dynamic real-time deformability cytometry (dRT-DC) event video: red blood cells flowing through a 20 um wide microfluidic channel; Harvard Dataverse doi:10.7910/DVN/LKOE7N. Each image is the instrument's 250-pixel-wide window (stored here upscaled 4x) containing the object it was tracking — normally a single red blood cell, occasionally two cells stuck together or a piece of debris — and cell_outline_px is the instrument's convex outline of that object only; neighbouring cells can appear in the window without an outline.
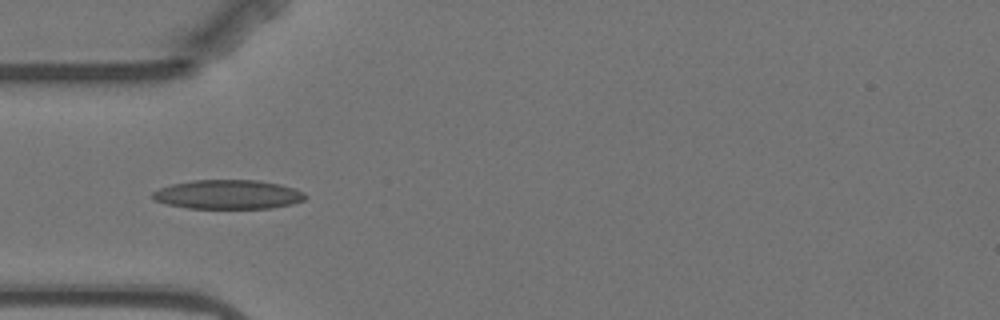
{"species": "Egyptian fruit bat (a non-hibernating species)", "species_latin": "Rousettus aegyptiacus", "temperature_condition": "warm", "stored_images_in_passage": 5, "camera_frame_rate_fps": 3000, "um_per_image_px": 0.085, "animal": {"sex": "female"}, "frame": {"image": 1, "passage_image": 1, "time_ms": 0.0, "image_size_px": [1000, 320], "cell_outline_px": [[308, 196], [304, 200], [292, 204], [272, 208], [188, 208], [168, 204], [156, 200], [152, 196], [152, 192], [160, 188], [172, 184], [192, 180], [256, 180], [280, 184], [296, 188], [304, 192]], "centroid_in_image_um": [19.43, 16.52], "position_along_channel_um": 65.6, "area_um2": 25.95}}
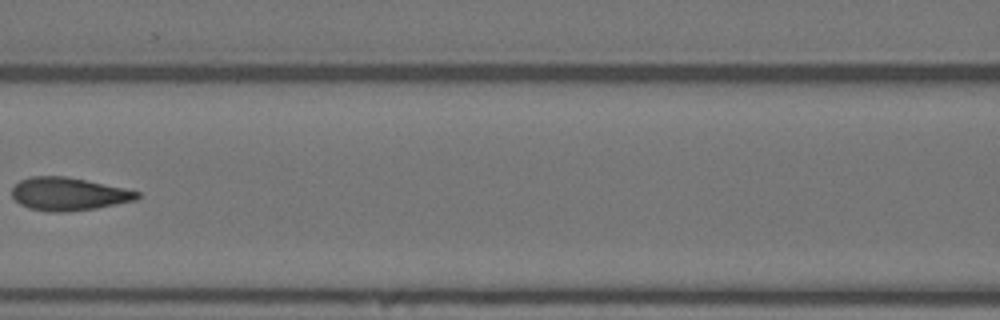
{"frame": {"image": 2, "passage_image": 3, "time_ms": 2.667, "image_size_px": [1000, 320], "cell_outline_px": [[140, 196], [136, 200], [96, 208], [68, 212], [52, 212], [28, 208], [20, 204], [12, 196], [12, 188], [20, 180], [32, 176], [64, 176], [124, 188], [140, 192]], "centroid_in_image_um": [5.81, 16.5], "position_along_channel_um": 160.8, "area_um2": 23.93}}
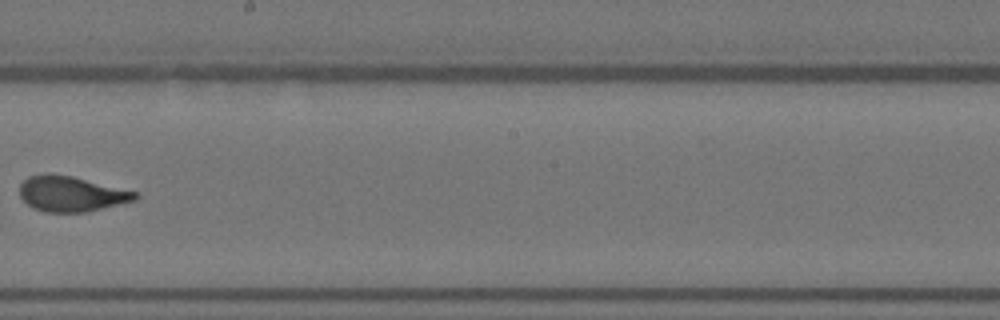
{"frame": {"image": 3, "passage_image": 5, "time_ms": 5.0, "image_size_px": [1000, 320], "cell_outline_px": [[140, 196], [136, 200], [88, 212], [44, 212], [32, 208], [20, 196], [20, 184], [28, 176], [48, 172], [72, 176], [140, 192]], "centroid_in_image_um": [6.08, 16.47], "position_along_channel_um": 242.1, "area_um2": 24.16}}